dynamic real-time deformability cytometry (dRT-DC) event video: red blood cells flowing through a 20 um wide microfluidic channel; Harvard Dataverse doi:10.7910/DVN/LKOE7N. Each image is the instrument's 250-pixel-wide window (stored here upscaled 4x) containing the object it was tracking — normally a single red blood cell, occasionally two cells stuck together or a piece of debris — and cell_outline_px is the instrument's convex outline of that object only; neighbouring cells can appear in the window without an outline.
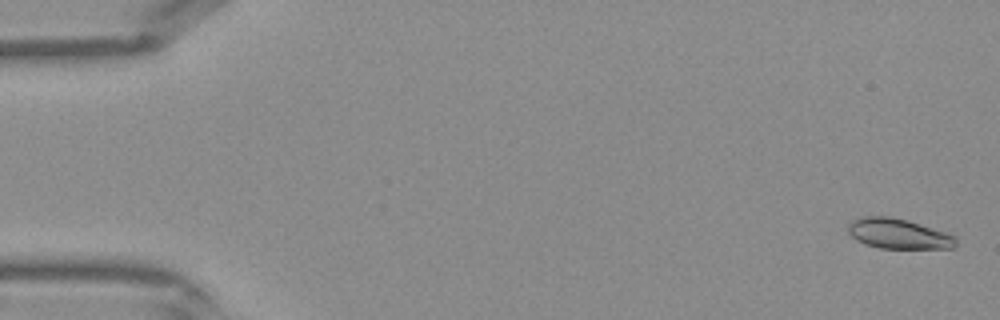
{"species": "Egyptian fruit bat (a non-hibernating species)", "species_latin": "Rousettus aegyptiacus", "temperature_condition": "warm", "stored_images_in_passage": 43, "camera_frame_rate_fps": 3000, "um_per_image_px": 0.085, "frame": {"image": 1, "passage_image": 2, "time_ms": 0.333, "image_size_px": [1000, 320], "cell_outline_px": [[956, 244], [952, 248], [880, 248], [864, 244], [856, 240], [848, 232], [848, 224], [852, 220], [860, 216], [892, 216], [908, 220], [944, 232], [952, 236], [956, 240]], "centroid_in_image_um": [76.29, 19.85], "position_along_channel_um": 8.7, "area_um2": 18.84}}
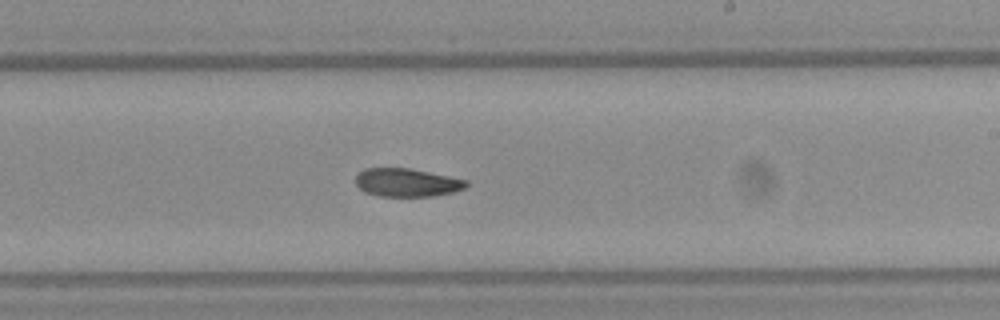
{"frame": {"image": 2, "passage_image": 26, "time_ms": 8.333, "image_size_px": [1000, 320], "cell_outline_px": [[468, 184], [464, 188], [452, 192], [432, 196], [380, 196], [364, 192], [356, 184], [356, 176], [364, 168], [408, 168], [468, 180]], "centroid_in_image_um": [34.56, 15.51], "position_along_channel_um": 254.4, "area_um2": 18.03}}
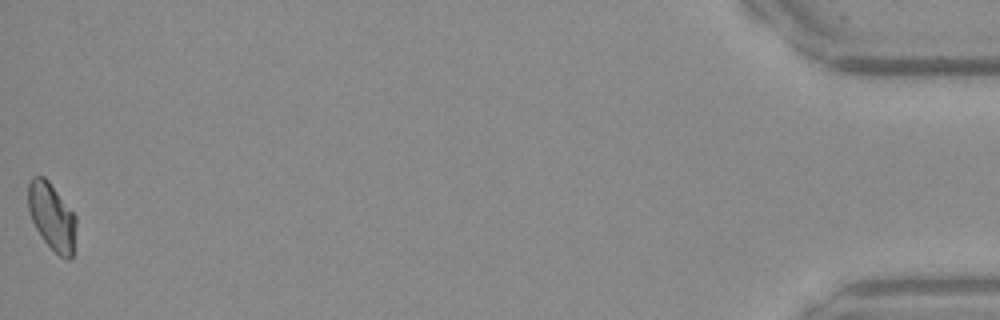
{"frame": {"image": 3, "passage_image": 43, "time_ms": 14.0, "image_size_px": [1000, 320], "cell_outline_px": [[76, 224], [72, 256], [68, 260], [64, 260], [40, 236], [32, 220], [28, 208], [28, 184], [32, 176], [44, 176], [48, 180], [76, 216]], "centroid_in_image_um": [4.4, 18.4], "position_along_channel_um": 430.8, "area_um2": 18.61}}